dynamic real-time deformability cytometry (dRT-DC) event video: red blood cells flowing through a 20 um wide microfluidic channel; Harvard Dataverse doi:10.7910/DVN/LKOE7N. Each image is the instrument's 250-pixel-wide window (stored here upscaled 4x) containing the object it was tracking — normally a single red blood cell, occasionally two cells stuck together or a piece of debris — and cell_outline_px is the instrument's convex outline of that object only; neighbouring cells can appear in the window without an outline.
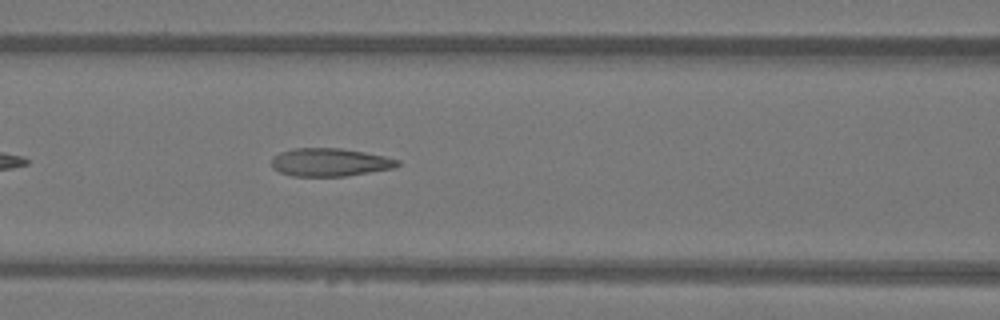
{"species": "Egyptian fruit bat (a non-hibernating species)", "species_latin": "Rousettus aegyptiacus", "temperature_condition": "warm", "stored_images_in_passage": 36, "camera_frame_rate_fps": 3000, "um_per_image_px": 0.085, "animal": {"sex": "female"}, "frame": {"image": 1, "passage_image": 8, "time_ms": 2.333, "image_size_px": [1000, 320], "cell_outline_px": [[400, 164], [396, 168], [344, 176], [292, 176], [280, 172], [272, 168], [272, 156], [280, 152], [292, 148], [340, 148], [364, 152], [384, 156], [400, 160]], "centroid_in_image_um": [28.03, 13.79], "position_along_channel_um": 138.6, "area_um2": 20.69}}
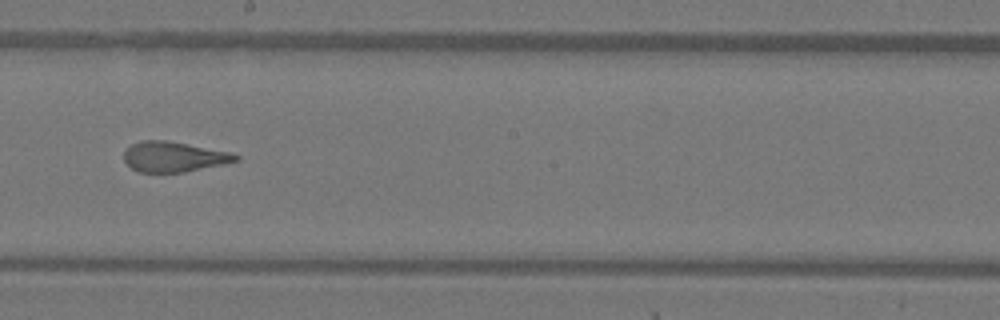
{"frame": {"image": 2, "passage_image": 15, "time_ms": 4.667, "image_size_px": [1000, 320], "cell_outline_px": [[240, 160], [224, 164], [184, 172], [140, 172], [132, 168], [124, 160], [124, 152], [132, 144], [140, 140], [164, 140], [232, 152], [240, 156]], "centroid_in_image_um": [14.8, 13.32], "position_along_channel_um": 233.4, "area_um2": 19.59}}
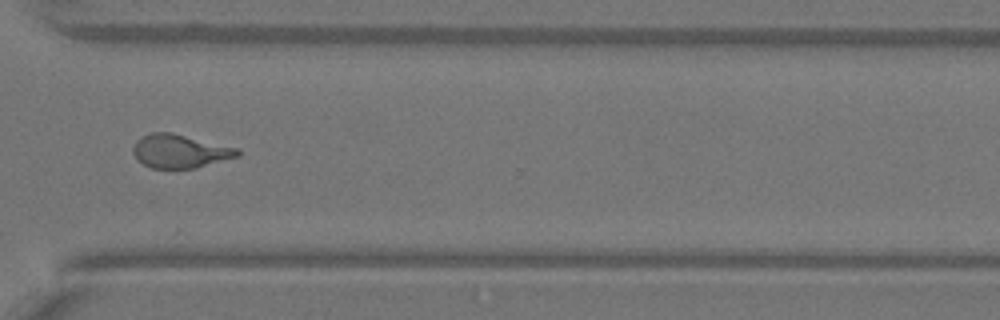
{"frame": {"image": 3, "passage_image": 24, "time_ms": 7.667, "image_size_px": [1000, 320], "cell_outline_px": [[240, 156], [196, 168], [152, 168], [136, 160], [132, 152], [132, 148], [136, 140], [152, 132], [172, 132], [240, 148]], "centroid_in_image_um": [15.31, 12.85], "position_along_channel_um": 355.3, "area_um2": 20.63}, "authors_computed_cell_mechanics": {"area_um2": 20.5479, "velocity_mm_per_s": 4.0676, "shape_relaxation_time_tau1_ms": 7.0884, "shape_relaxation_time_tau2_ms": 1.1916, "deformation_change_tau1": 0.2475, "deformation_change_tau2": 0.0949}}